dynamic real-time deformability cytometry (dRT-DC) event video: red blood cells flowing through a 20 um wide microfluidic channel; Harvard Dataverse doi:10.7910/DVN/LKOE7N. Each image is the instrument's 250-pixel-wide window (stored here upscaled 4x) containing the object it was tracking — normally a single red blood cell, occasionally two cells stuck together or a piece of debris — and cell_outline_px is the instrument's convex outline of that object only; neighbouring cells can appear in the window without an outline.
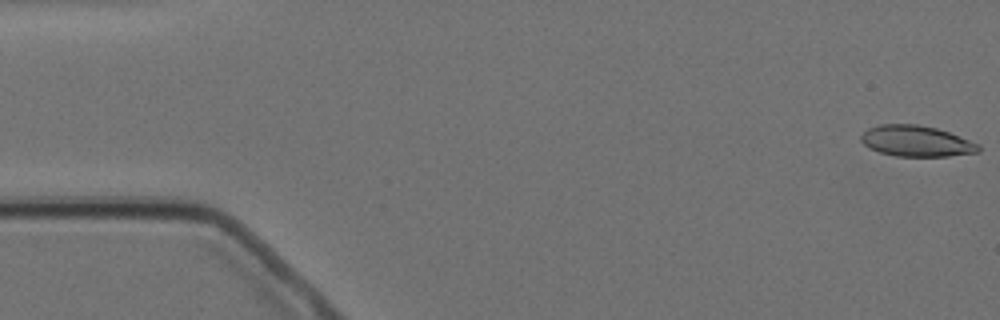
{"species": "Egyptian fruit bat (a non-hibernating species)", "species_latin": "Rousettus aegyptiacus", "temperature_condition": "cold", "stored_images_in_passage": 4, "camera_frame_rate_fps": 3000, "um_per_image_px": 0.085, "animal": {"sex": "female"}, "frame": {"image": 1, "passage_image": 1, "time_ms": 0.0, "image_size_px": [1000, 320], "cell_outline_px": [[980, 152], [948, 156], [896, 156], [880, 152], [868, 148], [860, 140], [860, 136], [868, 128], [880, 124], [916, 124], [936, 128], [948, 132], [980, 144]], "centroid_in_image_um": [77.87, 11.99], "position_along_channel_um": 7.1, "area_um2": 21.15}}